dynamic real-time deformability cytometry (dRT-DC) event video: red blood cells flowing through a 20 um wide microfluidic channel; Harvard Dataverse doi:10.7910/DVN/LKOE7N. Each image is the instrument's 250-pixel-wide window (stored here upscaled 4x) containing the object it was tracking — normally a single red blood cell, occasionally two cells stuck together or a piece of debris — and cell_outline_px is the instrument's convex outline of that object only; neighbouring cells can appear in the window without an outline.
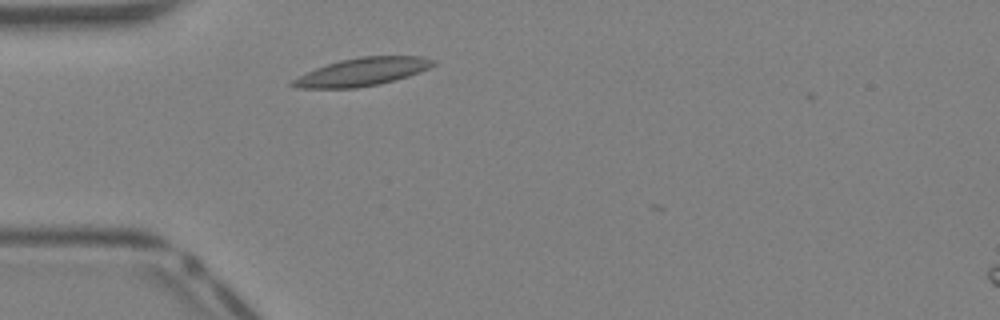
{"species": "Egyptian fruit bat (a non-hibernating species)", "species_latin": "Rousettus aegyptiacus", "temperature_condition": "warm", "stored_images_in_passage": 4, "camera_frame_rate_fps": 3000, "um_per_image_px": 0.085, "animal": {"sex": "female"}, "frame": {"image": 1, "passage_image": 3, "time_ms": 0.667, "image_size_px": [1000, 320], "cell_outline_px": [[436, 64], [428, 68], [408, 76], [380, 84], [356, 88], [296, 88], [288, 84], [292, 80], [316, 68], [340, 60], [360, 56], [420, 56], [436, 60]], "centroid_in_image_um": [30.79, 6.11], "position_along_channel_um": 54.2, "area_um2": 22.77}}